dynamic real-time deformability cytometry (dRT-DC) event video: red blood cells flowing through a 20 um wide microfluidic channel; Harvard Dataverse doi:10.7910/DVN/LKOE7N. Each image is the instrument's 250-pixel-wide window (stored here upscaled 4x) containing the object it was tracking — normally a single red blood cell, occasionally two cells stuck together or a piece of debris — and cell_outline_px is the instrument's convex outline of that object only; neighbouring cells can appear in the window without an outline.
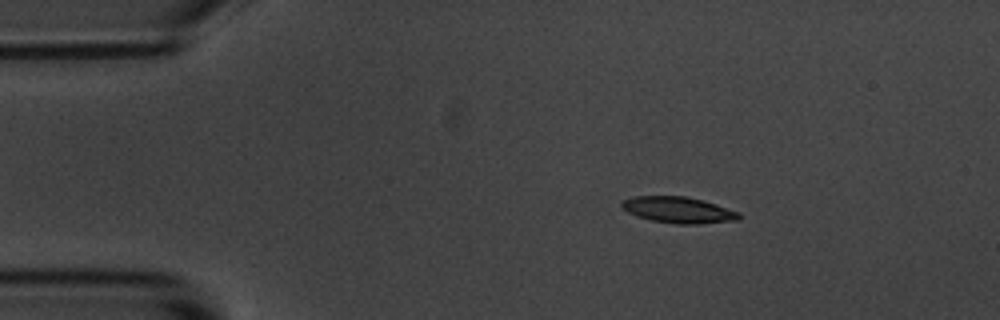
{"species": "common noctule bat (a hibernating species)", "species_latin": "Nyctalus noctula", "temperature_condition": "room temperature", "stored_images_in_passage": 5, "camera_frame_rate_fps": 3000, "um_per_image_px": 0.085, "animal": {"sex": "male", "body_mass_g": 20.1, "forearm_length_mm": 53.5}, "frame": {"image": 1, "passage_image": 2, "time_ms": 1.333, "image_size_px": [1000, 320], "cell_outline_px": [[740, 220], [696, 224], [676, 224], [652, 220], [628, 212], [620, 204], [620, 200], [632, 196], [684, 196], [704, 200], [740, 212]], "centroid_in_image_um": [57.68, 17.83], "position_along_channel_um": 27.3, "area_um2": 17.92}}
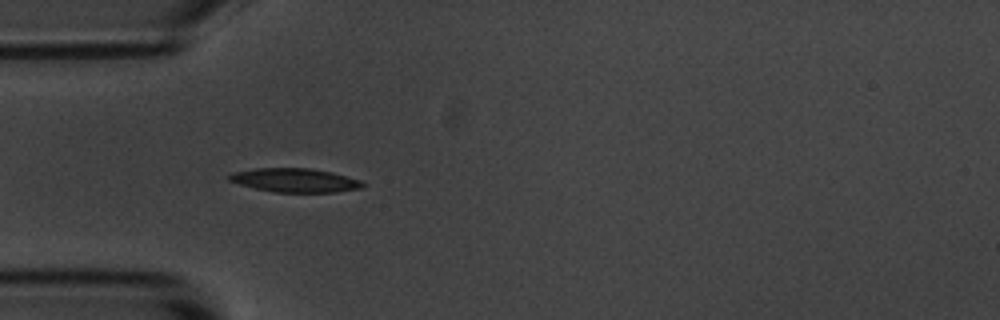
{"frame": {"image": 2, "passage_image": 4, "time_ms": 3.667, "image_size_px": [1000, 320], "cell_outline_px": [[364, 184], [360, 188], [336, 192], [276, 192], [256, 188], [240, 184], [228, 180], [228, 176], [232, 172], [256, 168], [312, 168], [332, 172], [360, 180]], "centroid_in_image_um": [25.06, 15.31], "position_along_channel_um": 59.9, "area_um2": 18.38}}